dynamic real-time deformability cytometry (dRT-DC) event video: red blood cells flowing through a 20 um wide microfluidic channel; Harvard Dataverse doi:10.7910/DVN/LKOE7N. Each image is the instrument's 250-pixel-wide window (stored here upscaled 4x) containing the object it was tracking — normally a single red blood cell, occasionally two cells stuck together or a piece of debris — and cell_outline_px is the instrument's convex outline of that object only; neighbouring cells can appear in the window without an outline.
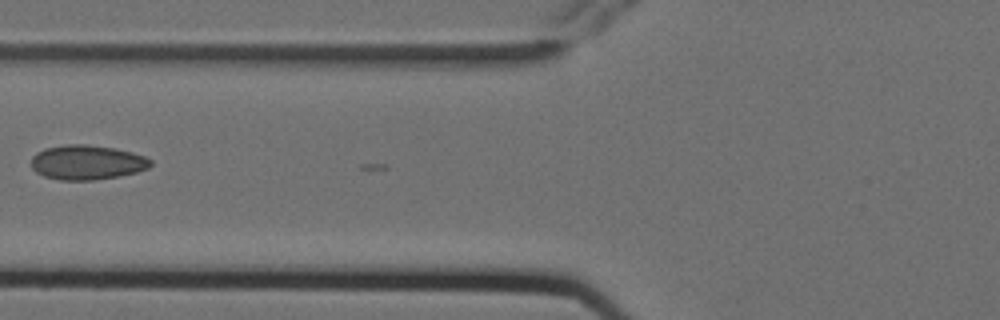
{"species": "Egyptian fruit bat (a non-hibernating species)", "species_latin": "Rousettus aegyptiacus", "temperature_condition": "cold", "stored_images_in_passage": 3, "camera_frame_rate_fps": 3000, "um_per_image_px": 0.085, "animal": {"sex": "female"}, "frame": {"image": 1, "passage_image": 2, "time_ms": 0.333, "image_size_px": [1000, 320], "cell_outline_px": [[152, 164], [148, 168], [136, 172], [120, 176], [92, 180], [60, 180], [44, 176], [36, 172], [32, 168], [32, 156], [36, 152], [44, 148], [64, 144], [88, 144], [116, 148], [132, 152], [144, 156], [152, 160]], "centroid_in_image_um": [7.39, 13.79], "position_along_channel_um": 118.4, "area_um2": 24.28}}